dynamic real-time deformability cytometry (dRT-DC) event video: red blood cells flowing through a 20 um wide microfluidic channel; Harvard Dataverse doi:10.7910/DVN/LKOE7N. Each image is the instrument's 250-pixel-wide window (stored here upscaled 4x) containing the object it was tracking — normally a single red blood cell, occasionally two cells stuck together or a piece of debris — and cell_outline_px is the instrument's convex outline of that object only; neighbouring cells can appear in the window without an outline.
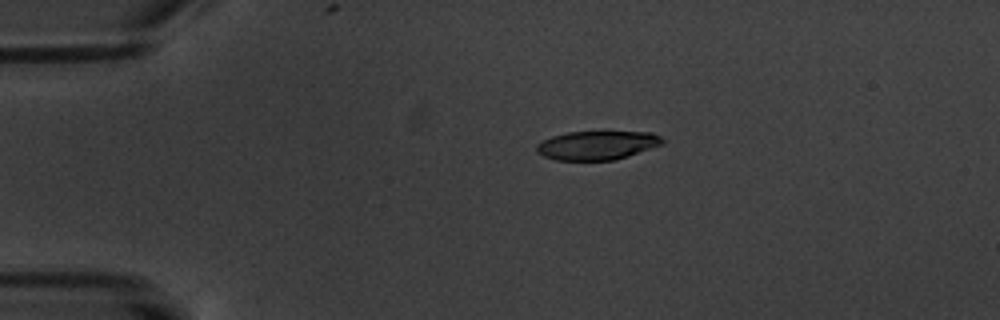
{"species": "common noctule bat (a hibernating species)", "species_latin": "Nyctalus noctula", "temperature_condition": "warm", "stored_images_in_passage": 4, "camera_frame_rate_fps": 3000, "um_per_image_px": 0.085, "animal": {"sex": "male", "body_mass_g": 20.1, "forearm_length_mm": 53.5}, "frame": {"image": 1, "passage_image": 3, "time_ms": 3.0, "image_size_px": [1000, 320], "cell_outline_px": [[664, 144], [616, 160], [556, 160], [544, 156], [536, 152], [536, 144], [552, 136], [568, 132], [652, 132], [660, 136], [664, 140]], "centroid_in_image_um": [50.77, 12.35], "position_along_channel_um": 34.2, "area_um2": 21.15}}